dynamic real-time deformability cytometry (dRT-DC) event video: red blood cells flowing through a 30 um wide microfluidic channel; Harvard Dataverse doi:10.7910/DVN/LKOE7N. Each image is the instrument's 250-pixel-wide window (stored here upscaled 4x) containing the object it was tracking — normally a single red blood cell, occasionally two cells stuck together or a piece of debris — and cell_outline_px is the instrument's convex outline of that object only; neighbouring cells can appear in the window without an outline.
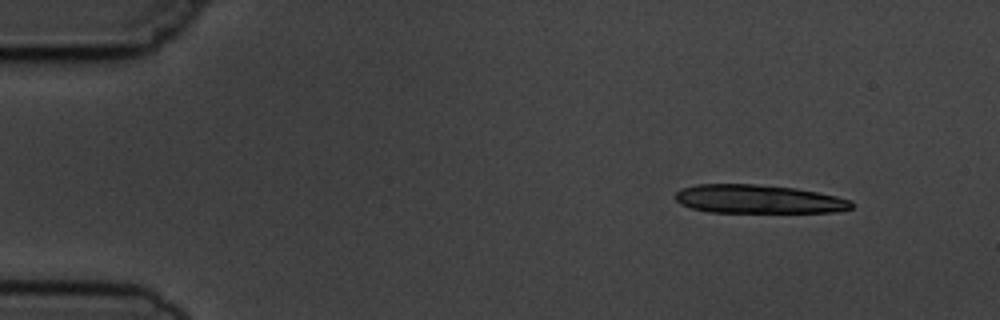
{"species": "common noctule bat (a hibernating species)", "species_latin": "Nyctalus noctula", "temperature_condition": "cold", "stored_images_in_passage": 6, "camera_frame_rate_fps": 3000, "um_per_image_px": 0.085, "animal": {"sex": "male", "body_mass_g": 19.5, "forearm_length_mm": 54.6}, "frame": {"image": 1, "passage_image": 1, "time_ms": 0.0, "image_size_px": [1000, 320], "cell_outline_px": [[852, 208], [836, 212], [708, 212], [692, 208], [680, 204], [676, 200], [676, 192], [680, 188], [696, 184], [756, 184], [796, 188], [836, 196], [852, 200]], "centroid_in_image_um": [64.44, 16.92], "position_along_channel_um": 20.6, "area_um2": 29.42}}
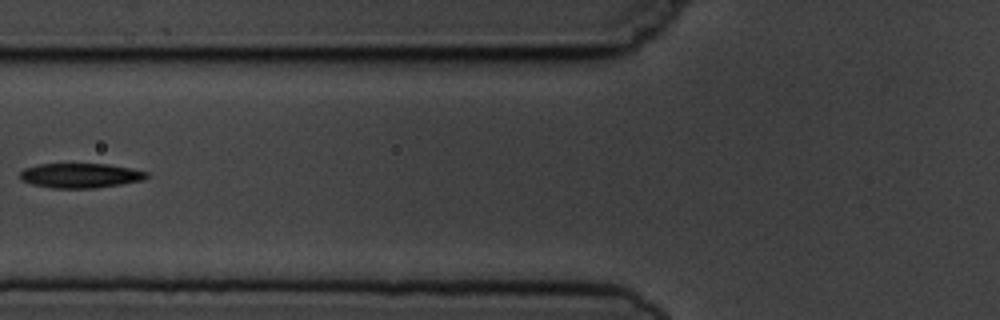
{"frame": {"image": 2, "passage_image": 5, "time_ms": 5.333, "image_size_px": [1000, 320], "cell_outline_px": [[148, 176], [140, 180], [120, 184], [96, 188], [52, 188], [32, 184], [20, 180], [20, 172], [24, 168], [36, 164], [108, 164], [132, 168], [148, 172]], "centroid_in_image_um": [6.79, 14.91], "position_along_channel_um": 119.0, "area_um2": 18.21}}
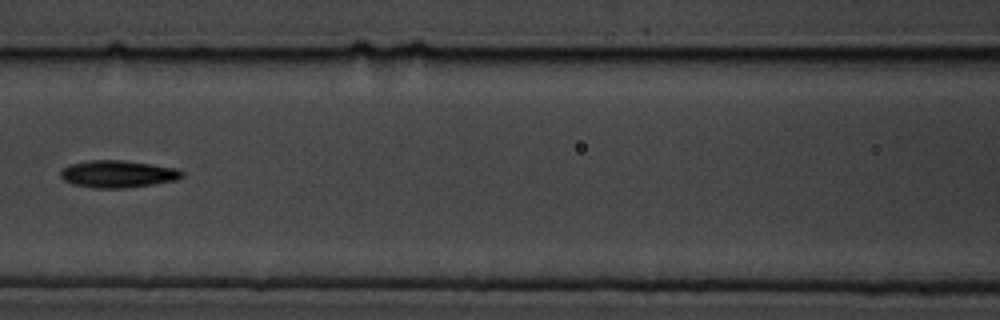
{"frame": {"image": 3, "passage_image": 6, "time_ms": 6.333, "image_size_px": [1000, 320], "cell_outline_px": [[184, 176], [176, 180], [152, 184], [124, 188], [96, 188], [72, 184], [64, 180], [60, 176], [60, 172], [64, 168], [72, 164], [88, 160], [124, 160], [152, 164], [176, 168], [184, 172]], "centroid_in_image_um": [10.03, 14.78], "position_along_channel_um": 156.6, "area_um2": 19.19}}